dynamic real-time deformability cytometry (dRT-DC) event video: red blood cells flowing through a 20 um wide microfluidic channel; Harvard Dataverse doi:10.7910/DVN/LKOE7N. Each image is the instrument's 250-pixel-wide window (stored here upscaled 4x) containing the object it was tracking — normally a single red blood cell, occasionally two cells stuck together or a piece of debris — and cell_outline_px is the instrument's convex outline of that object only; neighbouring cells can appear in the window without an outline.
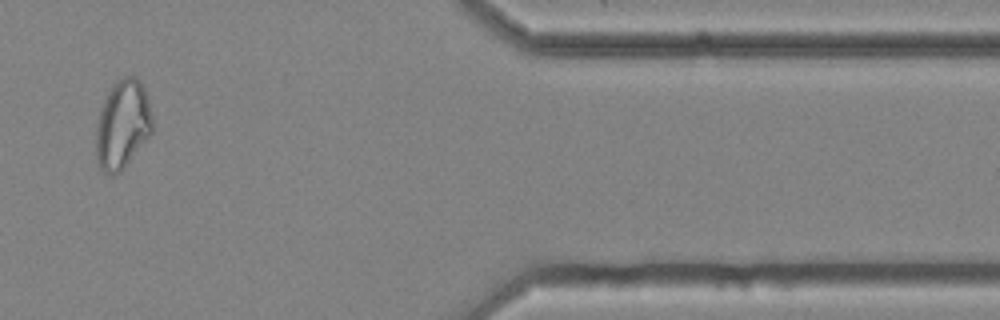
{"species": "common noctule bat (a hibernating species)", "species_latin": "Nyctalus noctula", "temperature_condition": "cold", "stored_images_in_passage": 12, "camera_frame_rate_fps": 3000, "um_per_image_px": 0.085, "animal": {"sex": "female", "body_mass_g": 25.1}, "frame": {"image": 1, "passage_image": 10, "time_ms": 3.0, "image_size_px": [1000, 320], "cell_outline_px": [[152, 132], [124, 168], [120, 172], [112, 176], [108, 176], [100, 168], [96, 160], [96, 128], [100, 108], [112, 84], [116, 80], [124, 76], [136, 76], [140, 80], [144, 88], [148, 100], [152, 116]], "centroid_in_image_um": [10.4, 10.59], "position_along_channel_um": 401.0, "area_um2": 29.36}}